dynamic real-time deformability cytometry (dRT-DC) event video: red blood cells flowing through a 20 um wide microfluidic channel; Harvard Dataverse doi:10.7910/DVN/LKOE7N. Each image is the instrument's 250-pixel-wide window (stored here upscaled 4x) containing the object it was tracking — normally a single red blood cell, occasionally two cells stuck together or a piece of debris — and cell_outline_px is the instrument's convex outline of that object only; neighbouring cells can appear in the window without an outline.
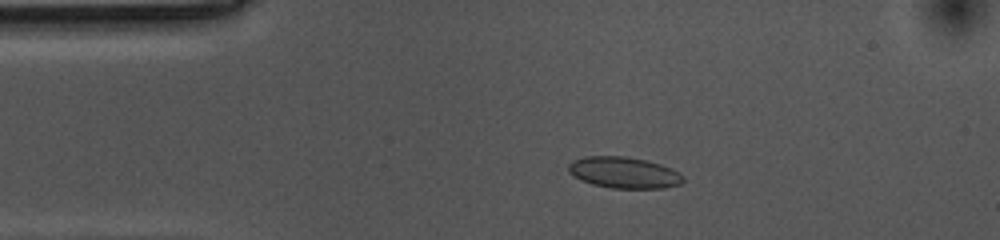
{"species": "common noctule bat (a hibernating species)", "species_latin": "Nyctalus noctula", "temperature_condition": "cold", "stored_images_in_passage": 47, "camera_frame_rate_fps": 3000, "um_per_image_px": 0.085, "animal": {"sex": "female", "body_mass_g": 10.0, "forearm_length_mm": 53.1}, "frame": {"image": 1, "passage_image": 10, "time_ms": 3.0, "image_size_px": [1000, 240], "cell_outline_px": [[684, 180], [680, 184], [664, 188], [612, 188], [592, 184], [568, 172], [568, 164], [572, 160], [584, 156], [624, 156], [644, 160], [660, 164], [672, 168], [680, 172], [684, 176]], "centroid_in_image_um": [53.06, 14.66], "position_along_channel_um": 31.9, "area_um2": 20.87}}
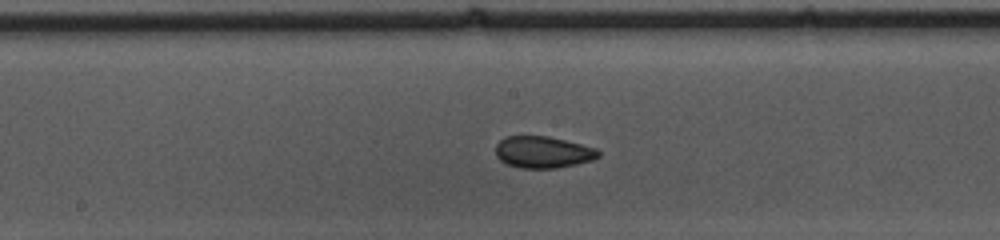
{"frame": {"image": 2, "passage_image": 27, "time_ms": 8.667, "image_size_px": [1000, 240], "cell_outline_px": [[600, 156], [592, 160], [576, 164], [556, 168], [520, 168], [508, 164], [500, 160], [496, 156], [496, 144], [504, 136], [548, 136], [596, 148], [600, 152]], "centroid_in_image_um": [46.14, 12.93], "position_along_channel_um": 202.1, "area_um2": 18.96}}
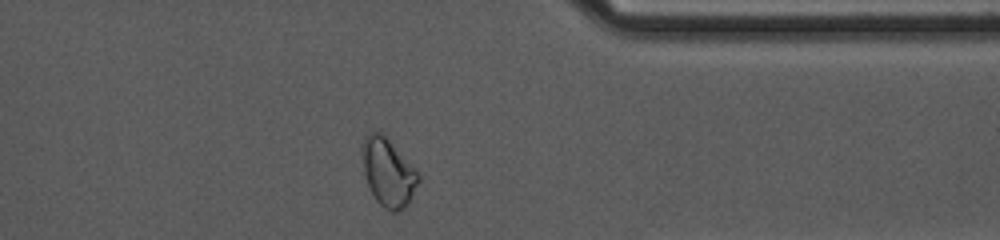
{"frame": {"image": 3, "passage_image": 43, "time_ms": 14.0, "image_size_px": [1000, 240], "cell_outline_px": [[420, 180], [412, 200], [404, 208], [396, 212], [392, 212], [384, 208], [376, 200], [368, 184], [364, 172], [360, 148], [360, 144], [364, 136], [368, 132], [376, 128], [420, 172]], "centroid_in_image_um": [32.99, 14.63], "position_along_channel_um": 378.4, "area_um2": 22.72}, "authors_computed_cell_mechanics": {"area_um2": 19.8832, "velocity_mm_per_s": 3.5351, "shape_relaxation_time_tau1_ms": null, "shape_relaxation_time_tau2_ms": 2.118, "deformation_change_tau1": null, "deformation_change_tau2": 0.0559}}